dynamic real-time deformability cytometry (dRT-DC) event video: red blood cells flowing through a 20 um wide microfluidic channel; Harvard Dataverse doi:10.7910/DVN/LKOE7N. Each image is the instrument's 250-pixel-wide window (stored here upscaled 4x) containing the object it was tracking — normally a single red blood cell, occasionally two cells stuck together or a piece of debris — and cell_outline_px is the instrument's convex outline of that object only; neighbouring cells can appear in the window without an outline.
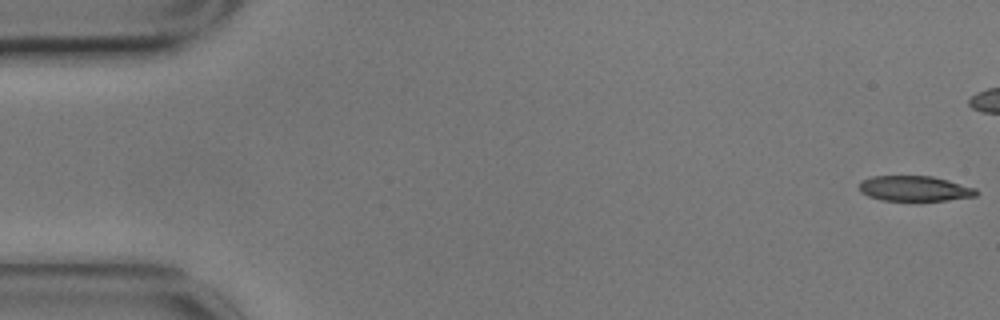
{"species": "common noctule bat (a hibernating species)", "species_latin": "Nyctalus noctula", "temperature_condition": "cold", "stored_images_in_passage": 46, "camera_frame_rate_fps": 3000, "um_per_image_px": 0.085, "animal": {"sex": "male", "body_mass_g": 17.9}, "frame": {"image": 1, "passage_image": 1, "time_ms": 0.0, "image_size_px": [1000, 320], "cell_outline_px": [[980, 192], [976, 196], [948, 200], [880, 200], [868, 196], [860, 192], [860, 180], [872, 176], [932, 176], [948, 180], [976, 188]], "centroid_in_image_um": [77.75, 16.02], "position_along_channel_um": 7.3, "area_um2": 17.28}}
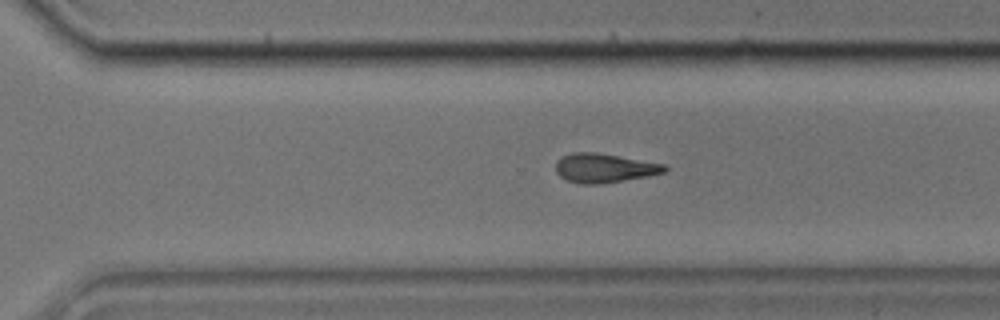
{"frame": {"image": 2, "passage_image": 39, "time_ms": 12.667, "image_size_px": [1000, 320], "cell_outline_px": [[668, 168], [664, 172], [648, 176], [600, 184], [584, 184], [568, 180], [560, 176], [556, 172], [556, 160], [572, 152], [596, 152], [664, 164]], "centroid_in_image_um": [51.35, 14.28], "position_along_channel_um": 319.3, "area_um2": 18.26}}
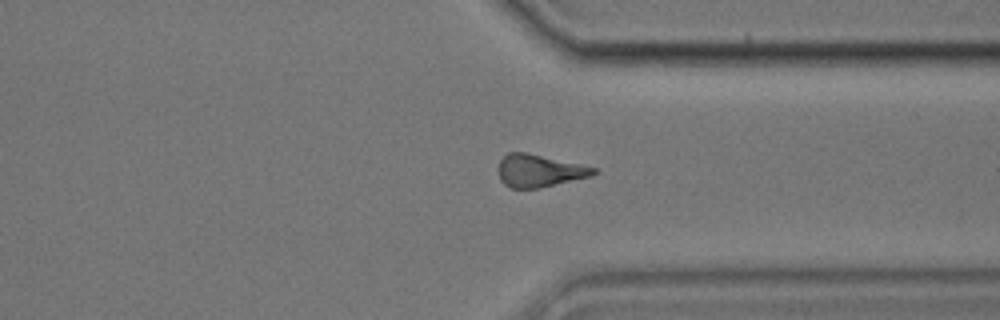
{"frame": {"image": 3, "passage_image": 43, "time_ms": 14.0, "image_size_px": [1000, 320], "cell_outline_px": [[596, 172], [592, 176], [540, 188], [512, 188], [504, 184], [500, 180], [496, 168], [500, 160], [508, 152], [524, 152], [580, 164], [596, 168]], "centroid_in_image_um": [45.79, 14.52], "position_along_channel_um": 365.6, "area_um2": 18.03}}